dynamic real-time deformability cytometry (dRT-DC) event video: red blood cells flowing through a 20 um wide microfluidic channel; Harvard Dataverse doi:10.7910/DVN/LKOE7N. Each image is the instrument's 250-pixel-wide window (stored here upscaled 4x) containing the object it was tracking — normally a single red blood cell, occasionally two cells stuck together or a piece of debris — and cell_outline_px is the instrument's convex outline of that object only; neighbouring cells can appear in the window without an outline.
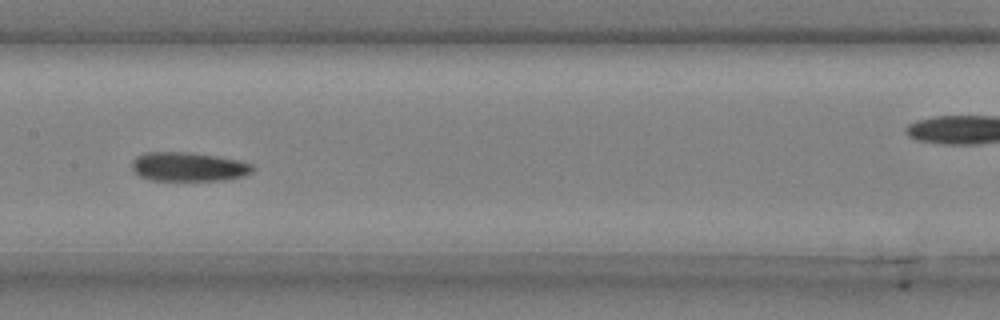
{"species": "common noctule bat (a hibernating species)", "species_latin": "Nyctalus noctula", "temperature_condition": "cold", "stored_images_in_passage": 9, "camera_frame_rate_fps": 3000, "um_per_image_px": 0.085, "animal": {"sex": "male", "body_mass_g": 20.4}, "frame": {"image": 1, "passage_image": 7, "time_ms": 2.0, "image_size_px": [1000, 320], "cell_outline_px": [[256, 168], [252, 172], [244, 176], [224, 180], [148, 180], [140, 176], [132, 168], [132, 160], [136, 156], [144, 152], [188, 152], [216, 156], [240, 160], [252, 164]], "centroid_in_image_um": [16.03, 14.17], "position_along_channel_um": 191.4, "area_um2": 20.58}}
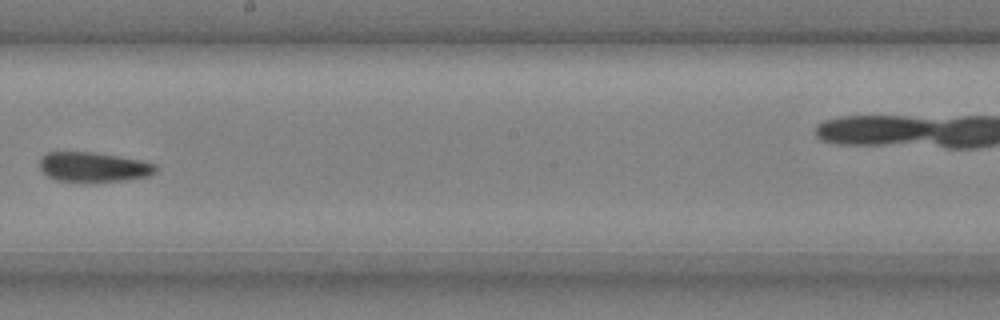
{"frame": {"image": 2, "passage_image": 8, "time_ms": 2.333, "image_size_px": [1000, 320], "cell_outline_px": [[160, 168], [152, 176], [128, 180], [56, 180], [48, 176], [40, 168], [40, 156], [48, 152], [96, 152], [140, 160], [156, 164]], "centroid_in_image_um": [8.01, 14.17], "position_along_channel_um": 240.2, "area_um2": 19.94}}